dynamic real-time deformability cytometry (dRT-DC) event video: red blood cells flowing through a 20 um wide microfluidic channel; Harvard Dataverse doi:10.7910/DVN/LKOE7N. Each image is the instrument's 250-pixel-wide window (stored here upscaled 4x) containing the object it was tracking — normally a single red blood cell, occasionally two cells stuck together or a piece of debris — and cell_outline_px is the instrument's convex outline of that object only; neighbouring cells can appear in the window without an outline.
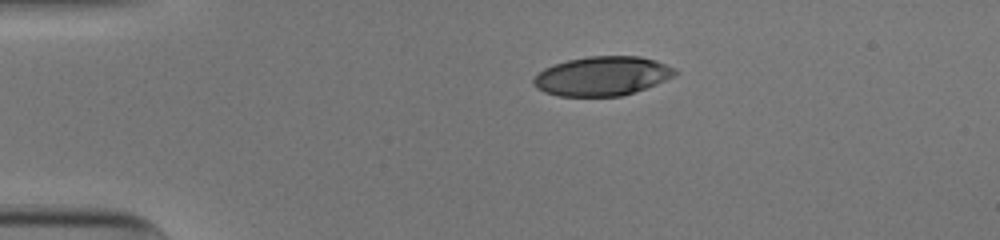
{"species": "human", "species_latin": "Homo sapiens", "temperature_condition": "cold", "stored_images_in_passage": 36, "camera_frame_rate_fps": 3000, "um_per_image_px": 0.085, "donor": {"sex": "male"}, "frame": {"image": 1, "passage_image": 1, "time_ms": 0.0, "image_size_px": [1000, 240], "cell_outline_px": [[676, 72], [672, 76], [656, 84], [620, 96], [560, 96], [544, 92], [536, 88], [532, 84], [532, 80], [544, 68], [552, 64], [568, 60], [588, 56], [640, 56], [656, 60], [672, 68]], "centroid_in_image_um": [51.12, 6.46], "position_along_channel_um": 33.9, "area_um2": 32.02}}
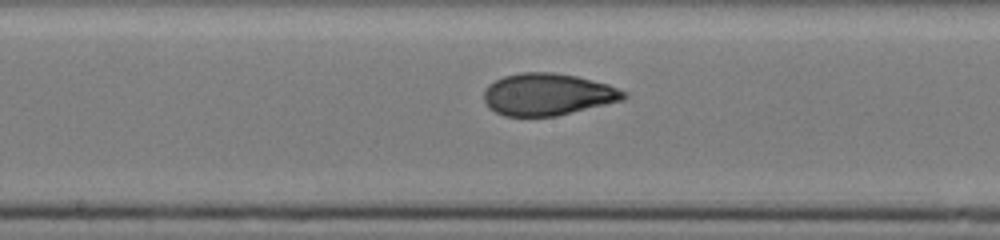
{"frame": {"image": 2, "passage_image": 18, "time_ms": 5.667, "image_size_px": [1000, 240], "cell_outline_px": [[628, 96], [624, 100], [556, 116], [504, 116], [488, 108], [484, 100], [484, 92], [488, 84], [504, 76], [520, 72], [552, 72], [576, 76], [608, 84], [628, 92]], "centroid_in_image_um": [46.56, 8.02], "position_along_channel_um": 201.6, "area_um2": 34.39}}
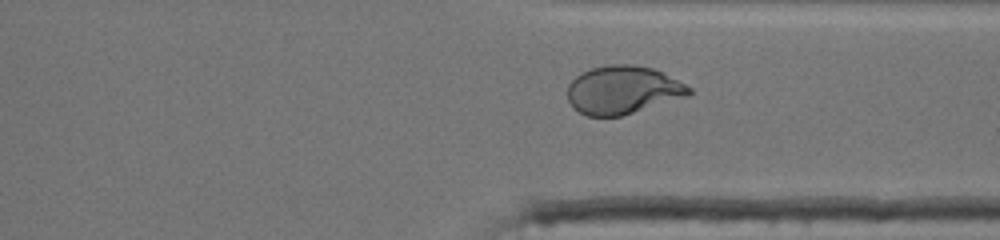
{"frame": {"image": 3, "passage_image": 30, "time_ms": 9.667, "image_size_px": [1000, 240], "cell_outline_px": [[692, 92], [688, 96], [620, 116], [588, 116], [572, 108], [568, 100], [568, 84], [576, 76], [592, 68], [608, 64], [632, 64], [652, 68], [664, 72], [692, 88]], "centroid_in_image_um": [52.94, 7.64], "position_along_channel_um": 358.5, "area_um2": 34.1}, "authors_computed_cell_mechanics": {"area_um2": 34.0153, "velocity_mm_per_s": 3.9167, "shape_relaxation_time_tau1_ms": 7.4075, "shape_relaxation_time_tau2_ms": 1.01, "deformation_change_tau1": 0.2412, "deformation_change_tau2": 0.063}}